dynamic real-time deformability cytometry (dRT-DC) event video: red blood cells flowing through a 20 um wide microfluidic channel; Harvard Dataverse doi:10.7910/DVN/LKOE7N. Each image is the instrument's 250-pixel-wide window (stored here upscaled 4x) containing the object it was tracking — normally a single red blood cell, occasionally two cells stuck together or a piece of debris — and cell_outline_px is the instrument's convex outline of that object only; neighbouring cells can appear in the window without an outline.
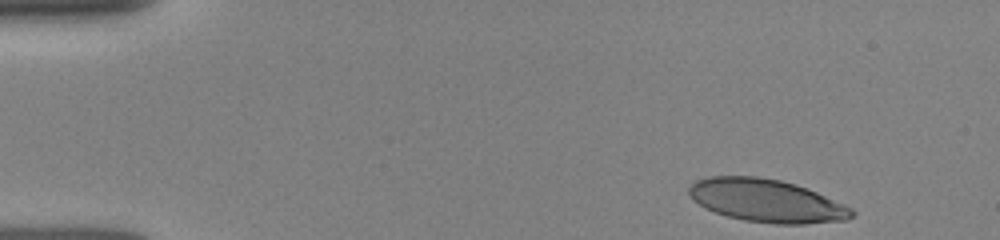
{"species": "human", "species_latin": "Homo sapiens", "temperature_condition": "room temperature", "stored_images_in_passage": 33, "camera_frame_rate_fps": 3000, "um_per_image_px": 0.085, "donor": {"sex": "female"}, "frame": {"image": 1, "passage_image": 1, "time_ms": 0.0, "image_size_px": [1000, 240], "cell_outline_px": [[856, 212], [848, 220], [804, 224], [776, 224], [744, 220], [728, 216], [704, 208], [688, 192], [688, 188], [696, 180], [708, 176], [756, 176], [780, 180], [816, 192], [844, 204], [852, 208]], "centroid_in_image_um": [65.17, 17.06], "position_along_channel_um": 19.8, "area_um2": 40.4}}
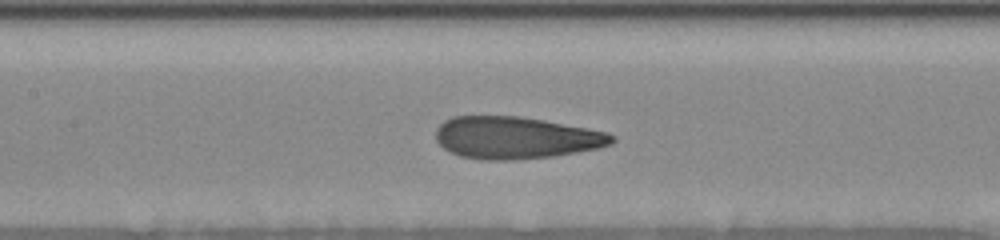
{"frame": {"image": 2, "passage_image": 19, "time_ms": 6.0, "image_size_px": [1000, 240], "cell_outline_px": [[616, 140], [612, 144], [600, 148], [552, 156], [512, 160], [484, 160], [460, 156], [444, 148], [436, 140], [436, 128], [444, 120], [452, 116], [516, 116], [544, 120], [588, 128], [608, 132], [616, 136]], "centroid_in_image_um": [43.86, 11.7], "position_along_channel_um": 163.5, "area_um2": 43.35}}
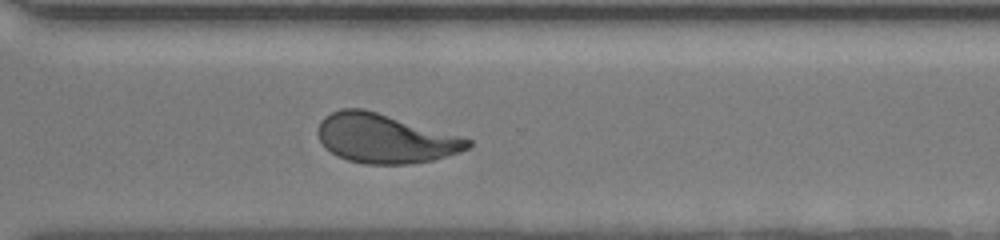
{"frame": {"image": 3, "passage_image": 32, "time_ms": 10.333, "image_size_px": [1000, 240], "cell_outline_px": [[472, 144], [468, 148], [460, 152], [432, 160], [408, 164], [364, 164], [348, 160], [332, 152], [320, 140], [316, 132], [320, 120], [324, 116], [340, 108], [364, 108], [460, 136], [472, 140]], "centroid_in_image_um": [32.71, 11.76], "position_along_channel_um": 337.9, "area_um2": 42.71}}